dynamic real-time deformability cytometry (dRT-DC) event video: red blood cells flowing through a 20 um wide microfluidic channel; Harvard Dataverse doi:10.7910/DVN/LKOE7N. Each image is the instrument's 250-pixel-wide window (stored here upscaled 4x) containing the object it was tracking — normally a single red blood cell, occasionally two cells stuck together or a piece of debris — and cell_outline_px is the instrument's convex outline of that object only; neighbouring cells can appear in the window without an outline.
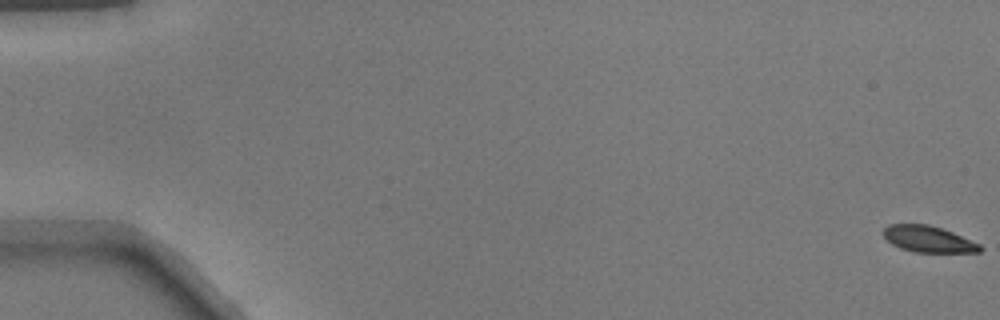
{"species": "common noctule bat (a hibernating species)", "species_latin": "Nyctalus noctula", "temperature_condition": "warm", "stored_images_in_passage": 52, "camera_frame_rate_fps": 3000, "um_per_image_px": 0.085, "animal": {"sex": "male", "body_mass_g": 17.9}, "frame": {"image": 1, "passage_image": 1, "time_ms": 0.0, "image_size_px": [1000, 320], "cell_outline_px": [[984, 248], [980, 252], [916, 252], [900, 248], [892, 244], [880, 232], [888, 224], [928, 224], [952, 232], [980, 244]], "centroid_in_image_um": [78.89, 20.32], "position_along_channel_um": 6.1, "area_um2": 14.8}}
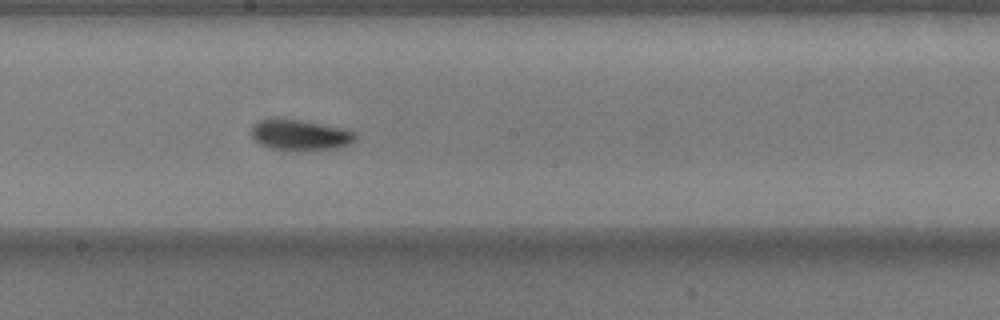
{"frame": {"image": 2, "passage_image": 30, "time_ms": 9.667, "image_size_px": [1000, 320], "cell_outline_px": [[356, 140], [348, 144], [336, 148], [272, 148], [260, 144], [252, 136], [252, 124], [260, 120], [276, 116], [300, 120], [340, 128], [356, 132]], "centroid_in_image_um": [25.46, 11.41], "position_along_channel_um": 222.7, "area_um2": 18.03}}
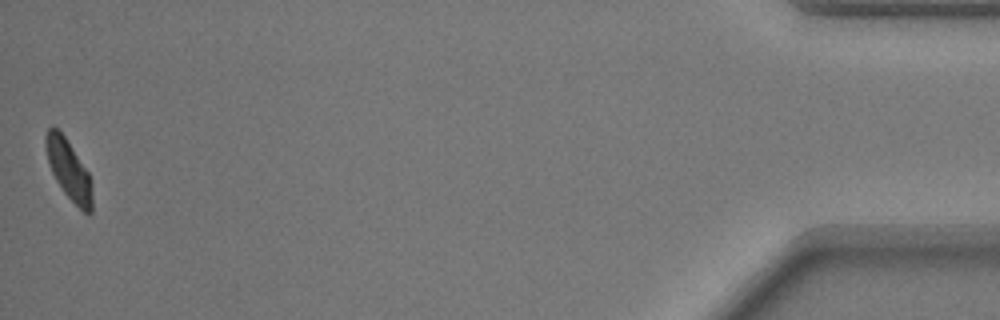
{"frame": {"image": 3, "passage_image": 52, "time_ms": 17.0, "image_size_px": [1000, 320], "cell_outline_px": [[92, 212], [88, 216], [64, 192], [56, 180], [48, 164], [44, 144], [44, 136], [48, 128], [56, 128], [64, 136], [88, 172], [92, 196]], "centroid_in_image_um": [5.81, 14.43], "position_along_channel_um": 429.4, "area_um2": 15.84}}